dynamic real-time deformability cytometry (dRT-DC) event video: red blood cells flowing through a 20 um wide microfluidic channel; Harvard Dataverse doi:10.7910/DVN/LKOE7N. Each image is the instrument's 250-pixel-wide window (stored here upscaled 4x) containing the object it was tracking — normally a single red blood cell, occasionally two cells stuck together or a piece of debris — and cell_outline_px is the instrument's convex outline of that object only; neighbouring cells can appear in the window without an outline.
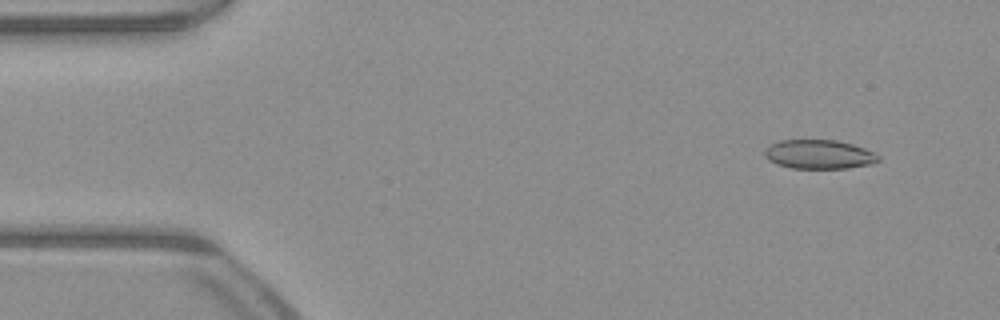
{"species": "common noctule bat (a hibernating species)", "species_latin": "Nyctalus noctula", "temperature_condition": "warm", "stored_images_in_passage": 52, "camera_frame_rate_fps": 3000, "um_per_image_px": 0.085, "animal": {"sex": "male", "body_mass_g": 23.1, "forearm_length_mm": 52.7}, "frame": {"image": 1, "passage_image": 5, "time_ms": 1.333, "image_size_px": [1000, 320], "cell_outline_px": [[880, 160], [872, 164], [848, 168], [792, 168], [776, 164], [768, 160], [764, 156], [764, 148], [768, 144], [780, 140], [836, 140], [852, 144], [864, 148], [880, 156]], "centroid_in_image_um": [69.58, 13.12], "position_along_channel_um": 15.4, "area_um2": 19.42}}
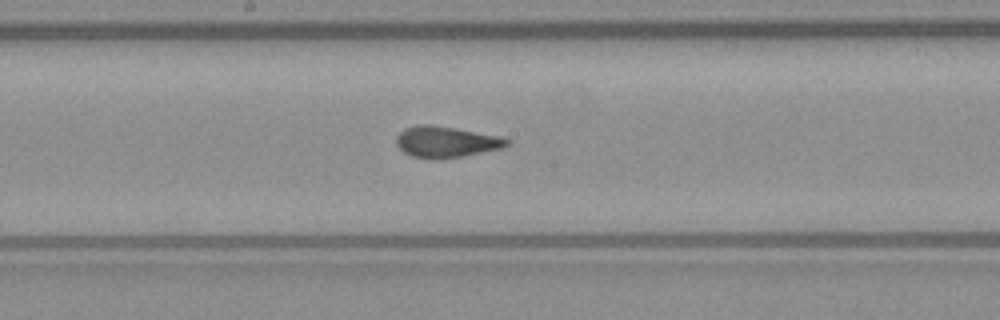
{"frame": {"image": 2, "passage_image": 27, "time_ms": 8.667, "image_size_px": [1000, 320], "cell_outline_px": [[512, 144], [504, 148], [464, 156], [440, 160], [432, 160], [412, 156], [404, 152], [396, 144], [396, 136], [404, 128], [420, 124], [428, 124], [456, 128], [500, 136], [508, 140]], "centroid_in_image_um": [37.93, 12.07], "position_along_channel_um": 210.3, "area_um2": 20.4}}
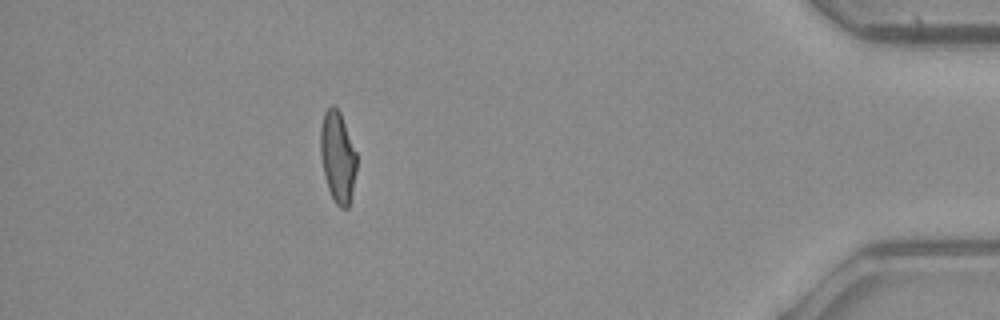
{"frame": {"image": 3, "passage_image": 46, "time_ms": 15.0, "image_size_px": [1000, 320], "cell_outline_px": [[356, 172], [352, 192], [348, 208], [340, 208], [336, 204], [328, 188], [324, 176], [320, 156], [320, 128], [324, 112], [332, 104], [340, 112], [356, 152]], "centroid_in_image_um": [28.69, 13.34], "position_along_channel_um": 406.5, "area_um2": 19.19}, "authors_computed_cell_mechanics": {"area_um2": 20.0277, "velocity_mm_per_s": 4.0254, "shape_relaxation_time_tau1_ms": 7.7172, "shape_relaxation_time_tau2_ms": 1.021, "deformation_change_tau1": 0.1774, "deformation_change_tau2": 0.0629}}